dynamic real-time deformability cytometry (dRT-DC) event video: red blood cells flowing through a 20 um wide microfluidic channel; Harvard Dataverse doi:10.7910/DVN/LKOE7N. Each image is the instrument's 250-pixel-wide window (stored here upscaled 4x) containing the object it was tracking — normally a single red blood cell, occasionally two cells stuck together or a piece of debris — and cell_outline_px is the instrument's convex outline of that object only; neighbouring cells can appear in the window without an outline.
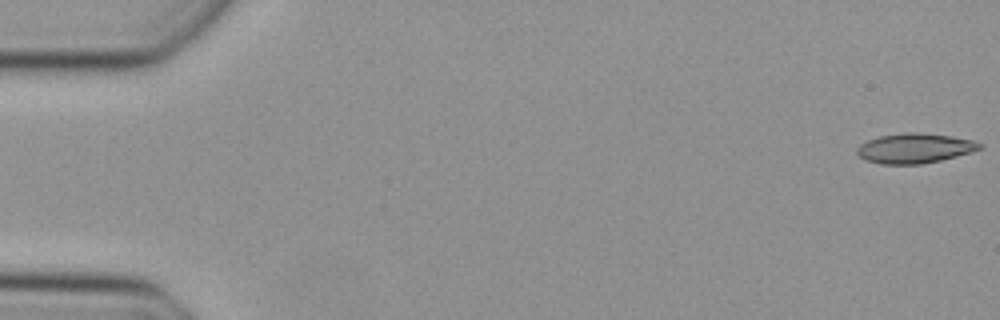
{"species": "Egyptian fruit bat (a non-hibernating species)", "species_latin": "Rousettus aegyptiacus", "temperature_condition": "cold", "stored_images_in_passage": 45, "camera_frame_rate_fps": 3000, "um_per_image_px": 0.085, "animal": {"sex": "female"}, "frame": {"image": 1, "passage_image": 1, "time_ms": 0.0, "image_size_px": [1000, 320], "cell_outline_px": [[984, 144], [980, 148], [956, 156], [940, 160], [920, 164], [880, 164], [864, 160], [856, 152], [856, 148], [860, 144], [868, 140], [880, 136], [912, 132], [948, 136], [972, 140]], "centroid_in_image_um": [77.69, 12.61], "position_along_channel_um": 7.3, "area_um2": 20.92}}
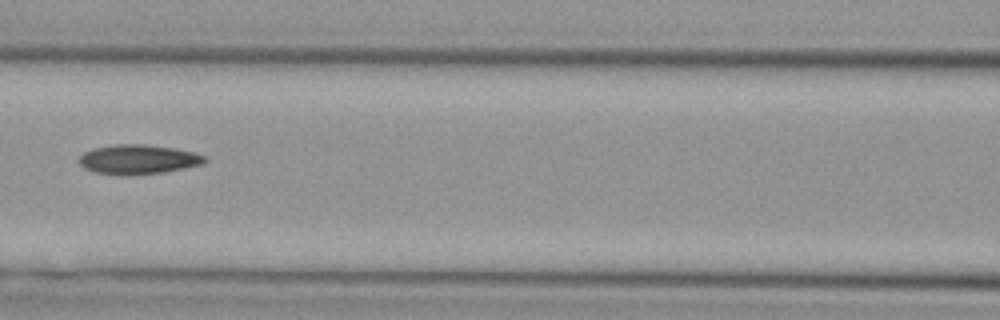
{"frame": {"image": 2, "passage_image": 22, "time_ms": 7.0, "image_size_px": [1000, 320], "cell_outline_px": [[208, 160], [200, 164], [184, 168], [160, 172], [96, 172], [84, 168], [76, 160], [84, 152], [92, 148], [116, 144], [144, 144], [172, 148], [192, 152], [204, 156]], "centroid_in_image_um": [11.71, 13.49], "position_along_channel_um": 154.9, "area_um2": 20.52}}
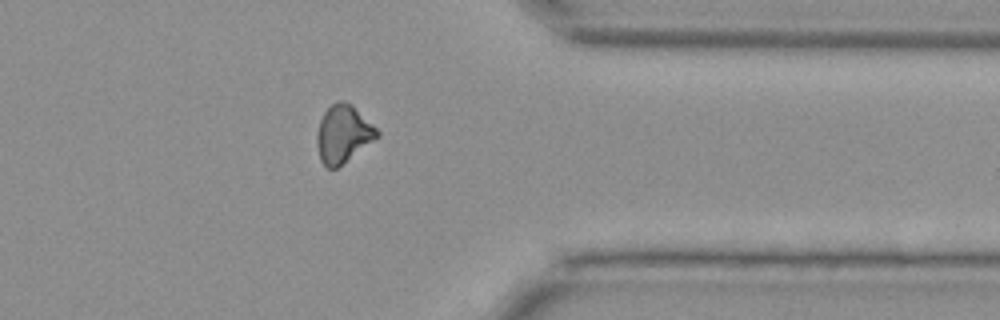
{"frame": {"image": 3, "passage_image": 39, "time_ms": 12.667, "image_size_px": [1000, 320], "cell_outline_px": [[380, 136], [336, 168], [328, 168], [320, 160], [316, 144], [316, 136], [320, 120], [324, 112], [336, 100], [340, 100], [352, 104], [380, 132]], "centroid_in_image_um": [29.16, 11.37], "position_along_channel_um": 382.2, "area_um2": 20.06}}